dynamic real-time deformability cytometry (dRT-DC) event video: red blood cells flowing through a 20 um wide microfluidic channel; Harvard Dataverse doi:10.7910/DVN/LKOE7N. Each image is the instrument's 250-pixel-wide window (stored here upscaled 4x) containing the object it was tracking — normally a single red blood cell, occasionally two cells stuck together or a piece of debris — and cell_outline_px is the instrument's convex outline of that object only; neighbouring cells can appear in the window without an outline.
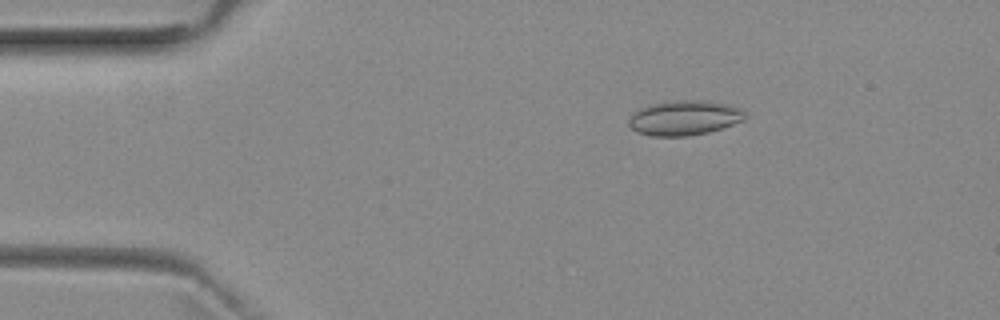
{"species": "common noctule bat (a hibernating species)", "species_latin": "Nyctalus noctula", "temperature_condition": "room temperature", "stored_images_in_passage": 49, "camera_frame_rate_fps": 3000, "um_per_image_px": 0.085, "animal": {"sex": "female", "body_mass_g": 29.2, "forearm_length_mm": 56.3}, "frame": {"image": 1, "passage_image": 7, "time_ms": 2.0, "image_size_px": [1000, 320], "cell_outline_px": [[748, 116], [744, 120], [708, 132], [688, 136], [652, 136], [636, 132], [628, 124], [628, 120], [632, 112], [640, 108], [652, 104], [672, 100], [704, 100], [724, 104], [740, 108]], "centroid_in_image_um": [58.13, 10.02], "position_along_channel_um": 26.9, "area_um2": 23.58}}
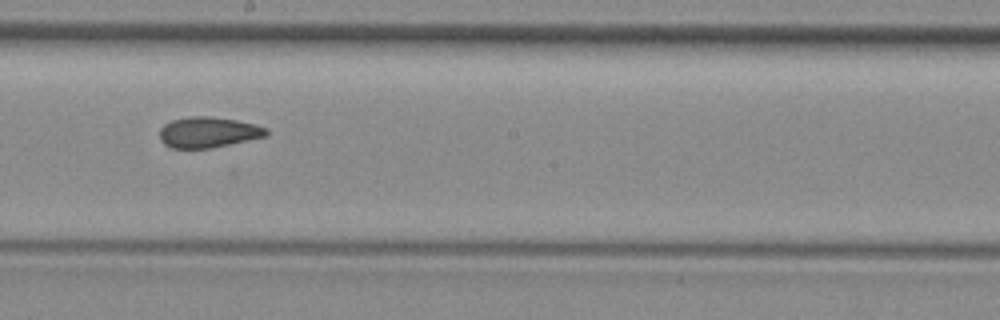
{"frame": {"image": 2, "passage_image": 27, "time_ms": 8.667, "image_size_px": [1000, 320], "cell_outline_px": [[268, 136], [212, 148], [172, 148], [164, 144], [160, 140], [160, 128], [164, 124], [172, 120], [192, 116], [208, 116], [236, 120], [256, 124], [268, 128]], "centroid_in_image_um": [17.72, 11.24], "position_along_channel_um": 230.5, "area_um2": 19.19}}
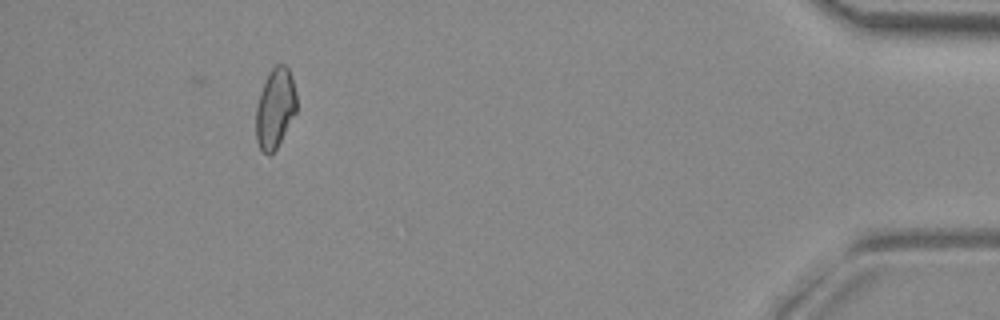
{"frame": {"image": 3, "passage_image": 46, "time_ms": 15.0, "image_size_px": [1000, 320], "cell_outline_px": [[296, 112], [276, 148], [268, 156], [260, 148], [256, 140], [256, 108], [260, 92], [268, 72], [276, 64], [284, 64], [288, 68], [292, 76], [296, 92]], "centroid_in_image_um": [23.38, 9.17], "position_along_channel_um": 411.8, "area_um2": 18.84}, "authors_computed_cell_mechanics": {"area_um2": 19.4786, "velocity_mm_per_s": 3.9414, "shape_relaxation_time_tau1_ms": null, "shape_relaxation_time_tau2_ms": 2.6605, "deformation_change_tau1": null, "deformation_change_tau2": 0.0765}}